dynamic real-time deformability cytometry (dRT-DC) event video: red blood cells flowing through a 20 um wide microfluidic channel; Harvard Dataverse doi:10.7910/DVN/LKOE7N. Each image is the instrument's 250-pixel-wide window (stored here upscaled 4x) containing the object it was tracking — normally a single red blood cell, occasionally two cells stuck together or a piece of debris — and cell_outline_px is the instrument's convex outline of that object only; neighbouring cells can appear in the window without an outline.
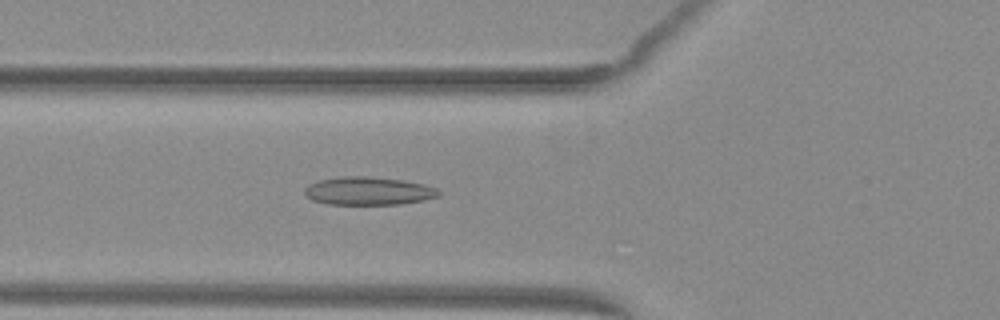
{"species": "common noctule bat (a hibernating species)", "species_latin": "Nyctalus noctula", "temperature_condition": "warm", "stored_images_in_passage": 52, "camera_frame_rate_fps": 3000, "um_per_image_px": 0.085, "animal": {"sex": "female", "body_mass_g": 29.2, "forearm_length_mm": 56.3}, "frame": {"image": 1, "passage_image": 20, "time_ms": 6.333, "image_size_px": [1000, 320], "cell_outline_px": [[440, 196], [424, 200], [400, 204], [328, 204], [312, 200], [304, 196], [304, 188], [308, 184], [320, 180], [344, 176], [368, 176], [404, 180], [424, 184], [436, 188], [440, 192]], "centroid_in_image_um": [31.3, 16.23], "position_along_channel_um": 94.5, "area_um2": 22.08}}
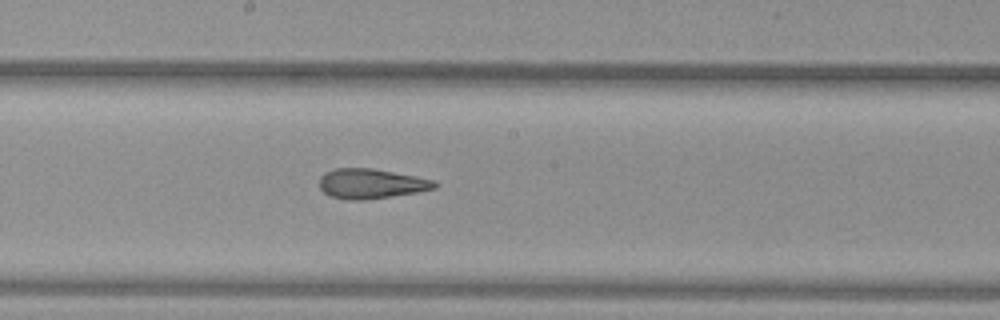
{"frame": {"image": 2, "passage_image": 29, "time_ms": 9.333, "image_size_px": [1000, 320], "cell_outline_px": [[440, 184], [436, 188], [416, 192], [392, 196], [364, 200], [348, 200], [328, 196], [320, 188], [320, 176], [324, 172], [336, 168], [372, 168], [416, 176], [436, 180]], "centroid_in_image_um": [31.55, 15.61], "position_along_channel_um": 216.6, "area_um2": 20.23}}
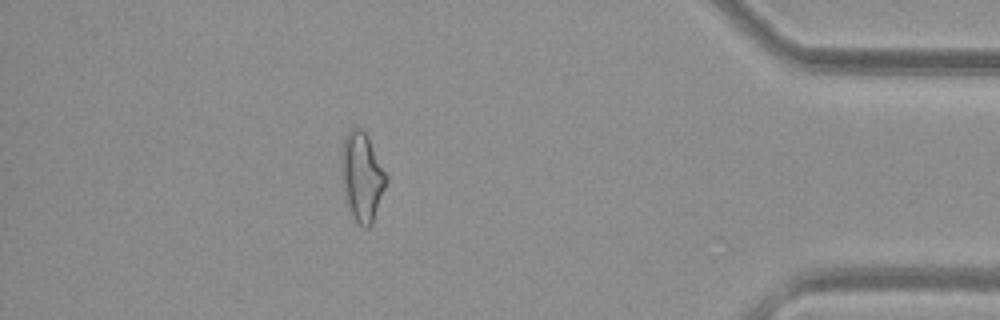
{"frame": {"image": 3, "passage_image": 46, "time_ms": 15.0, "image_size_px": [1000, 320], "cell_outline_px": [[388, 180], [372, 224], [368, 228], [364, 228], [352, 216], [344, 200], [340, 172], [340, 152], [344, 136], [352, 128], [360, 128], [368, 136], [388, 176]], "centroid_in_image_um": [30.74, 15.02], "position_along_channel_um": 404.5, "area_um2": 23.76}, "authors_computed_cell_mechanics": {"area_um2": 22.1085, "velocity_mm_per_s": 4.0585, "shape_relaxation_time_tau1_ms": null, "shape_relaxation_time_tau2_ms": 1.9796, "deformation_change_tau1": null, "deformation_change_tau2": 0.1143}}